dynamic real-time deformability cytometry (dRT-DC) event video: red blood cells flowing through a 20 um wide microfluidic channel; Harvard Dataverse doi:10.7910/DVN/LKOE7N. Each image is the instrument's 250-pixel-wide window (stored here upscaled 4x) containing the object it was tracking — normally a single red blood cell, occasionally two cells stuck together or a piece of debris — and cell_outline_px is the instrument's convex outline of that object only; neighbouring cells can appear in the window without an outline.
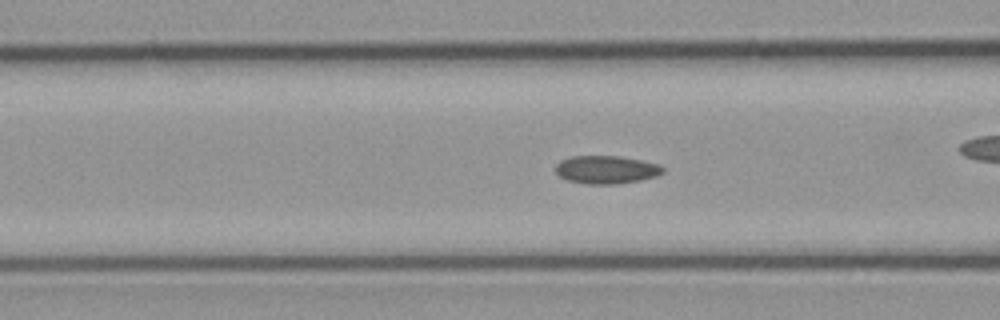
{"species": "common noctule bat (a hibernating species)", "species_latin": "Nyctalus noctula", "temperature_condition": "cold", "stored_images_in_passage": 48, "camera_frame_rate_fps": 3000, "um_per_image_px": 0.085, "animal": {"sex": "male", "body_mass_g": 23.1, "forearm_length_mm": 52.7}, "frame": {"image": 1, "passage_image": 14, "time_ms": 4.333, "image_size_px": [1000, 320], "cell_outline_px": [[664, 172], [656, 176], [640, 180], [616, 184], [588, 184], [568, 180], [560, 176], [556, 172], [556, 164], [560, 160], [572, 156], [620, 156], [660, 164], [664, 168]], "centroid_in_image_um": [51.55, 14.41], "position_along_channel_um": 115.1, "area_um2": 17.51}, "authors_computed_cell_mechanics": {"area_um2": 17.1377, "velocity_mm_per_s": 3.7729, "shape_relaxation_time_tau1_ms": 5.2452, "shape_relaxation_time_tau2_ms": 3.7511, "deformation_change_tau1": 0.1038, "deformation_change_tau2": 0.1037}}